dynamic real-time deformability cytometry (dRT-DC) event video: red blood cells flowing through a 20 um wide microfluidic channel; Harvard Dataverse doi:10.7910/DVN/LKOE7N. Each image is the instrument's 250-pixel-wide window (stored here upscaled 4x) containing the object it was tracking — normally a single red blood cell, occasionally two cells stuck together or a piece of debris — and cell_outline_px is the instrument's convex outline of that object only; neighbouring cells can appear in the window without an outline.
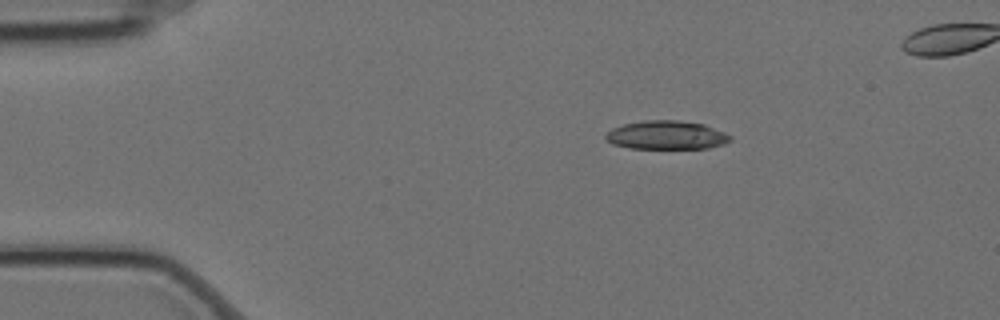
{"species": "Egyptian fruit bat (a non-hibernating species)", "species_latin": "Rousettus aegyptiacus", "temperature_condition": "cold", "stored_images_in_passage": 3, "camera_frame_rate_fps": 3000, "um_per_image_px": 0.085, "animal": {"sex": "female"}, "frame": {"image": 1, "passage_image": 1, "time_ms": 0.0, "image_size_px": [1000, 320], "cell_outline_px": [[732, 140], [724, 144], [708, 148], [628, 148], [612, 144], [604, 136], [612, 128], [624, 124], [644, 120], [680, 120], [704, 124], [724, 132], [732, 136]], "centroid_in_image_um": [56.67, 11.48], "position_along_channel_um": 28.3, "area_um2": 20.81}}